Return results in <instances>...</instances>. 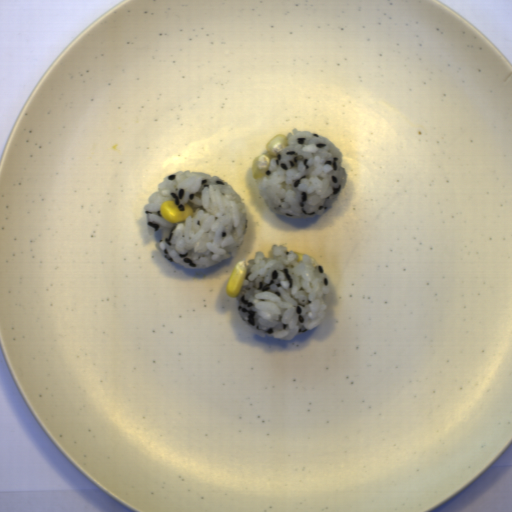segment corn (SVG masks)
I'll list each match as a JSON object with an SVG mask.
<instances>
[{"instance_id": "corn-1", "label": "corn", "mask_w": 512, "mask_h": 512, "mask_svg": "<svg viewBox=\"0 0 512 512\" xmlns=\"http://www.w3.org/2000/svg\"><path fill=\"white\" fill-rule=\"evenodd\" d=\"M287 145H289V141L285 134L278 133L271 138L265 145L266 153H261L252 160V178L261 179L264 177L266 175V171H269L271 168V157L279 156L280 150Z\"/></svg>"}, {"instance_id": "corn-2", "label": "corn", "mask_w": 512, "mask_h": 512, "mask_svg": "<svg viewBox=\"0 0 512 512\" xmlns=\"http://www.w3.org/2000/svg\"><path fill=\"white\" fill-rule=\"evenodd\" d=\"M193 207L185 203V210L181 211L178 206L175 205L173 200H166L160 206L158 210L159 216L170 224H178L184 222L187 217L193 215Z\"/></svg>"}, {"instance_id": "corn-3", "label": "corn", "mask_w": 512, "mask_h": 512, "mask_svg": "<svg viewBox=\"0 0 512 512\" xmlns=\"http://www.w3.org/2000/svg\"><path fill=\"white\" fill-rule=\"evenodd\" d=\"M248 273L245 260L238 261L231 270L230 277L225 286L228 297L238 298L243 286V281Z\"/></svg>"}]
</instances>
